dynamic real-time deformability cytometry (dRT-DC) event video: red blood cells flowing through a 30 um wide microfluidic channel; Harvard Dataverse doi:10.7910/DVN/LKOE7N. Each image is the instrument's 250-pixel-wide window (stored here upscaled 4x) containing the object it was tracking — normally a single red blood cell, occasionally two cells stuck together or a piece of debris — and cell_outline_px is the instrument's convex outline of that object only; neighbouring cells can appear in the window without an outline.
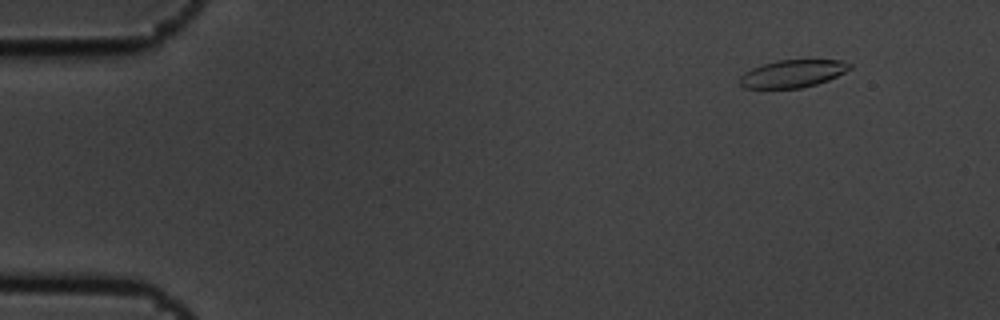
{"species": "common noctule bat (a hibernating species)", "species_latin": "Nyctalus noctula", "temperature_condition": "cold", "stored_images_in_passage": 6, "camera_frame_rate_fps": 3000, "um_per_image_px": 0.085, "animal": {"sex": "male", "body_mass_g": 19.5, "forearm_length_mm": 54.6}, "frame": {"image": 1, "passage_image": 2, "time_ms": 0.333, "image_size_px": [1000, 320], "cell_outline_px": [[852, 68], [828, 80], [816, 84], [800, 88], [744, 88], [740, 84], [740, 76], [744, 72], [752, 68], [776, 60], [840, 60], [852, 64]], "centroid_in_image_um": [67.37, 6.25], "position_along_channel_um": 17.6, "area_um2": 17.57}}